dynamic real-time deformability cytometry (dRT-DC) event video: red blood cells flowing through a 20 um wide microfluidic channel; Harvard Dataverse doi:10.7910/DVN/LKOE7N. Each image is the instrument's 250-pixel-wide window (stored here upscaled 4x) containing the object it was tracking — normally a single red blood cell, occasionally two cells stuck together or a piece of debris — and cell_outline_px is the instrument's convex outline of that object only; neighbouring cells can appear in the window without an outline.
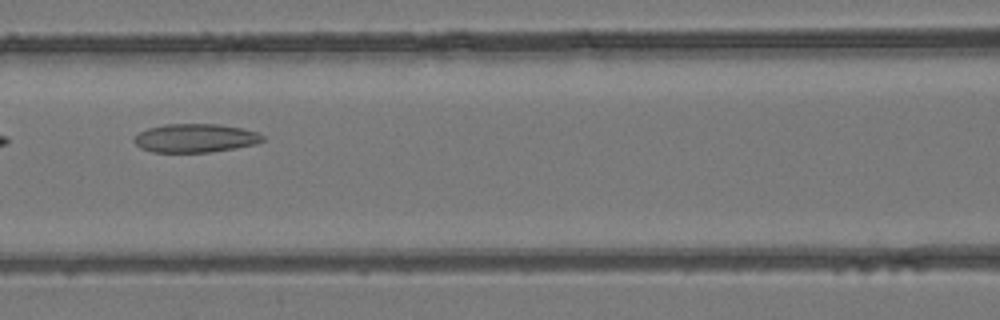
{"species": "common noctule bat (a hibernating species)", "species_latin": "Nyctalus noctula", "temperature_condition": "room temperature", "stored_images_in_passage": 4, "camera_frame_rate_fps": 3000, "um_per_image_px": 0.085, "animal": {"sex": "female", "body_mass_g": 24.6, "forearm_length_mm": 56.2}, "frame": {"image": 1, "passage_image": 4, "time_ms": 4.0, "image_size_px": [1000, 320], "cell_outline_px": [[264, 140], [256, 144], [236, 148], [208, 152], [152, 152], [140, 148], [132, 140], [132, 136], [148, 128], [164, 124], [216, 124], [240, 128], [256, 132], [264, 136]], "centroid_in_image_um": [16.55, 11.74], "position_along_channel_um": 150.0, "area_um2": 21.44}}